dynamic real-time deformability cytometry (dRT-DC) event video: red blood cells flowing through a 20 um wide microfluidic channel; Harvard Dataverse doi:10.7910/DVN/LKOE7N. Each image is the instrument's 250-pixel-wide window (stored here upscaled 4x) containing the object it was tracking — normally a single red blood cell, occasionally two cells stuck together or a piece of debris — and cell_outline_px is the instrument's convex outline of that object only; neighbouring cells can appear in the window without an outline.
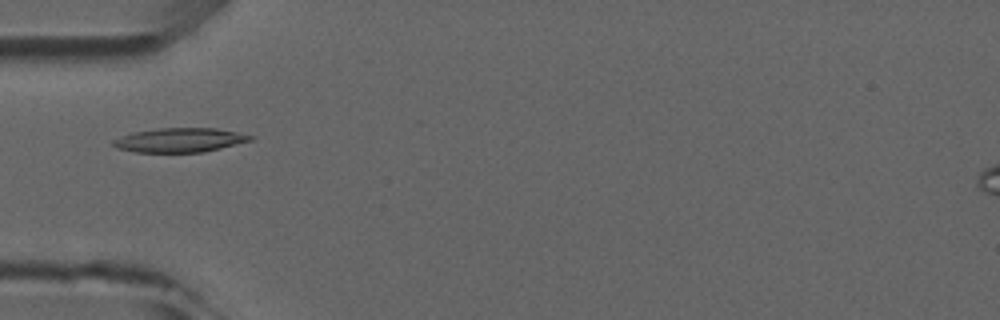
{"species": "common noctule bat (a hibernating species)", "species_latin": "Nyctalus noctula", "temperature_condition": "room temperature", "stored_images_in_passage": 3, "camera_frame_rate_fps": 3000, "um_per_image_px": 0.085, "animal": {"sex": "male", "forearm_length_mm": 52.5}, "frame": {"image": 1, "passage_image": 3, "time_ms": 2.333, "image_size_px": [1000, 320], "cell_outline_px": [[256, 136], [252, 140], [204, 152], [136, 152], [116, 148], [112, 144], [112, 140], [120, 136], [136, 132], [160, 128], [216, 128]], "centroid_in_image_um": [15.28, 11.91], "position_along_channel_um": 69.7, "area_um2": 19.25}}